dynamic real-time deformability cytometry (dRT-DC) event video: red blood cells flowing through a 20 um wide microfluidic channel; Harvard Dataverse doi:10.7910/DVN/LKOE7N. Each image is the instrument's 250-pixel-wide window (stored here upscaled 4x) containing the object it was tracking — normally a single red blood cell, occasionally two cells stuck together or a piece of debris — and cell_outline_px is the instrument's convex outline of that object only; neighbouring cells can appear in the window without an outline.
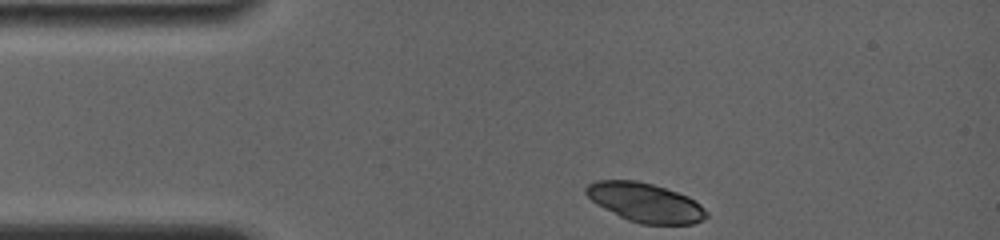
{"species": "common noctule bat (a hibernating species)", "species_latin": "Nyctalus noctula", "temperature_condition": "room temperature", "stored_images_in_passage": 8, "camera_frame_rate_fps": 4000, "um_per_image_px": 0.085, "animal": {"sex": "female", "body_mass_g": 19.0, "forearm_length_mm": 56.7}, "frame": {"image": 1, "passage_image": 1, "time_ms": 0.0, "image_size_px": [1000, 240], "cell_outline_px": [[708, 216], [704, 220], [692, 224], [640, 224], [628, 220], [596, 204], [584, 192], [584, 188], [588, 184], [596, 180], [636, 180], [652, 184], [688, 196], [700, 204], [708, 212]], "centroid_in_image_um": [54.85, 17.21], "position_along_channel_um": 30.1, "area_um2": 27.4}}
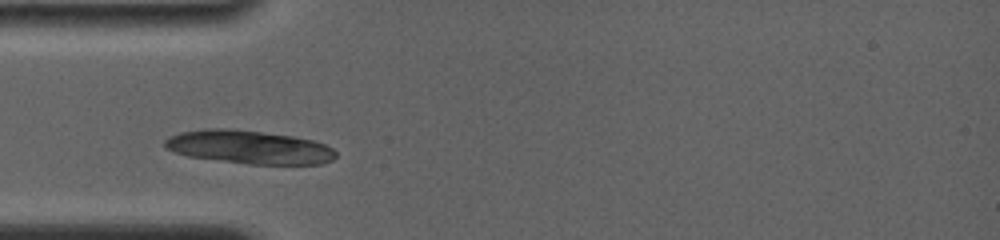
{"frame": {"image": 2, "passage_image": 8, "time_ms": 2.0, "image_size_px": [1000, 240], "cell_outline_px": [[336, 156], [332, 160], [320, 164], [248, 164], [188, 156], [164, 148], [164, 140], [180, 132], [204, 128], [232, 128], [292, 136], [312, 140], [324, 144], [332, 148], [336, 152]], "centroid_in_image_um": [21.16, 12.5], "position_along_channel_um": 63.8, "area_um2": 33.23}}